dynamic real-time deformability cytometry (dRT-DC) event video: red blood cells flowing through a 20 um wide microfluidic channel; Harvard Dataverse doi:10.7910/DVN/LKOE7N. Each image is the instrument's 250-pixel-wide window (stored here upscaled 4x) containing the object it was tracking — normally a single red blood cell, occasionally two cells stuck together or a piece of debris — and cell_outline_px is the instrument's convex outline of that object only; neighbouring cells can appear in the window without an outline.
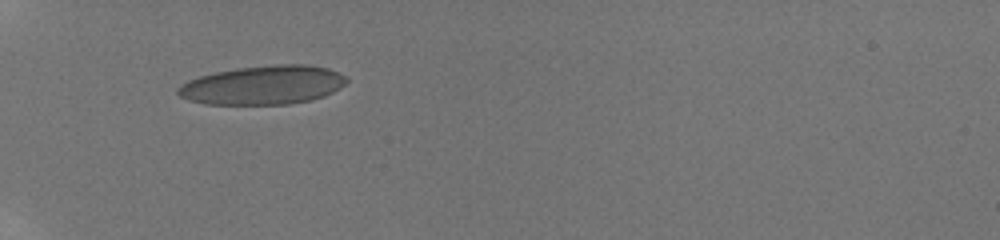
{"species": "human", "species_latin": "Homo sapiens", "temperature_condition": "room temperature", "stored_images_in_passage": 35, "camera_frame_rate_fps": 3000, "um_per_image_px": 0.085, "donor": {"sex": "male"}, "frame": {"image": 1, "passage_image": 1, "time_ms": 0.0, "image_size_px": [1000, 240], "cell_outline_px": [[348, 80], [340, 88], [324, 96], [312, 100], [288, 104], [204, 104], [188, 100], [180, 96], [176, 92], [176, 88], [180, 84], [188, 80], [200, 76], [216, 72], [236, 68], [276, 64], [304, 64], [328, 68], [344, 76]], "centroid_in_image_um": [22.33, 7.23], "position_along_channel_um": 62.7, "area_um2": 38.26}}
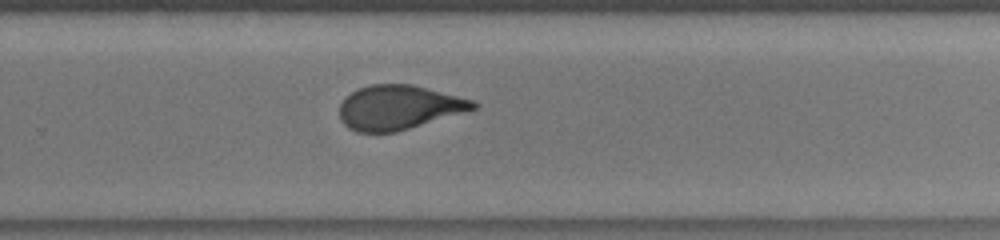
{"frame": {"image": 2, "passage_image": 20, "time_ms": 6.333, "image_size_px": [1000, 240], "cell_outline_px": [[480, 104], [476, 108], [396, 132], [356, 132], [348, 128], [340, 120], [340, 104], [344, 96], [360, 88], [372, 84], [412, 84], [472, 100]], "centroid_in_image_um": [33.84, 9.13], "position_along_channel_um": 296.0, "area_um2": 34.22}}
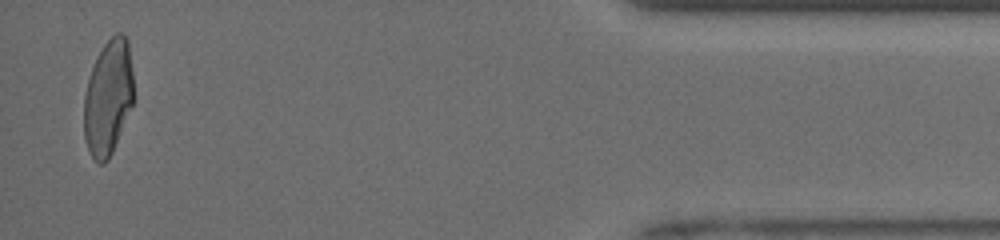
{"frame": {"image": 3, "passage_image": 34, "time_ms": 11.0, "image_size_px": [1000, 240], "cell_outline_px": [[132, 104], [112, 152], [108, 160], [104, 164], [100, 164], [92, 156], [84, 140], [84, 96], [88, 80], [92, 68], [104, 44], [116, 32], [120, 32], [128, 40], [132, 72]], "centroid_in_image_um": [9.18, 8.3], "position_along_channel_um": 426.0, "area_um2": 32.77}, "authors_computed_cell_mechanics": {"area_um2": 35.8938, "velocity_mm_per_s": 3.9805, "shape_relaxation_time_tau1_ms": 8.4753, "shape_relaxation_time_tau2_ms": 0.9454, "deformation_change_tau1": 0.2385, "deformation_change_tau2": 0.0769}}